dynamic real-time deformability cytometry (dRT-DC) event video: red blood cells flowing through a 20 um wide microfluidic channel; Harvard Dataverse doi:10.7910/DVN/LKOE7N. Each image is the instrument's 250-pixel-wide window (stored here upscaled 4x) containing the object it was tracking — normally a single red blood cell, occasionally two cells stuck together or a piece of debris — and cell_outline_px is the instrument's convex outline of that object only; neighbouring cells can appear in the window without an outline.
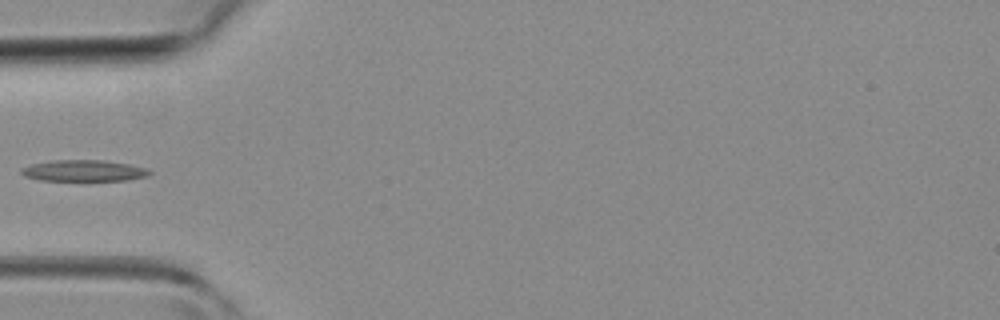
{"species": "common noctule bat (a hibernating species)", "species_latin": "Nyctalus noctula", "temperature_condition": "room temperature", "stored_images_in_passage": 31, "camera_frame_rate_fps": 3000, "um_per_image_px": 0.085, "animal": {"sex": "female", "body_mass_g": 19.3, "forearm_length_mm": 54.1}, "frame": {"image": 1, "passage_image": 1, "time_ms": 0.0, "image_size_px": [1000, 320], "cell_outline_px": [[152, 172], [148, 176], [128, 180], [40, 180], [24, 176], [20, 172], [20, 168], [32, 164], [52, 160], [104, 160], [128, 164], [144, 168]], "centroid_in_image_um": [7.09, 14.5], "position_along_channel_um": 77.9, "area_um2": 15.78}}
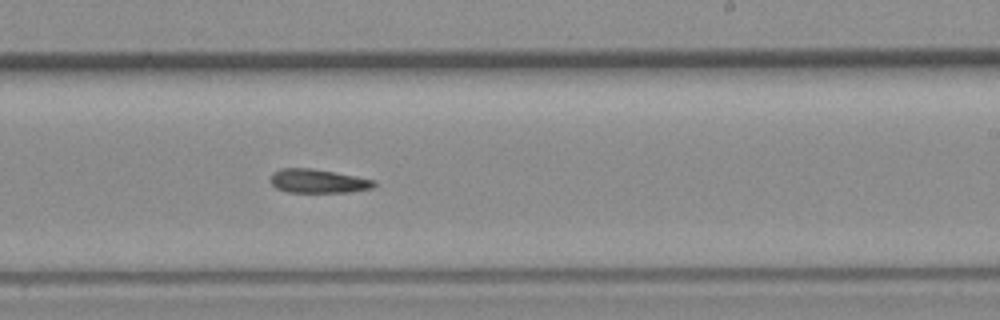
{"frame": {"image": 2, "passage_image": 13, "time_ms": 4.0, "image_size_px": [1000, 320], "cell_outline_px": [[376, 184], [372, 188], [348, 192], [288, 192], [276, 188], [268, 180], [272, 172], [280, 168], [312, 168], [356, 176], [376, 180]], "centroid_in_image_um": [26.99, 15.38], "position_along_channel_um": 262.0, "area_um2": 14.51}}
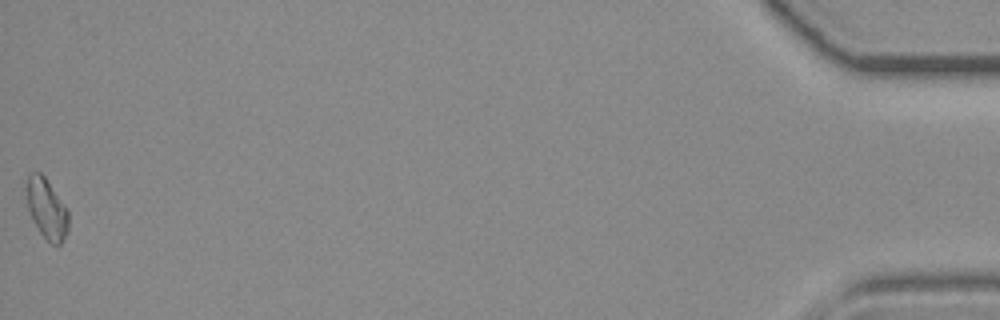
{"frame": {"image": 3, "passage_image": 31, "time_ms": 10.0, "image_size_px": [1000, 320], "cell_outline_px": [[68, 232], [60, 244], [52, 244], [40, 232], [28, 208], [28, 176], [32, 172], [40, 172], [44, 176], [68, 208]], "centroid_in_image_um": [4.02, 17.75], "position_along_channel_um": 431.2, "area_um2": 14.28}}